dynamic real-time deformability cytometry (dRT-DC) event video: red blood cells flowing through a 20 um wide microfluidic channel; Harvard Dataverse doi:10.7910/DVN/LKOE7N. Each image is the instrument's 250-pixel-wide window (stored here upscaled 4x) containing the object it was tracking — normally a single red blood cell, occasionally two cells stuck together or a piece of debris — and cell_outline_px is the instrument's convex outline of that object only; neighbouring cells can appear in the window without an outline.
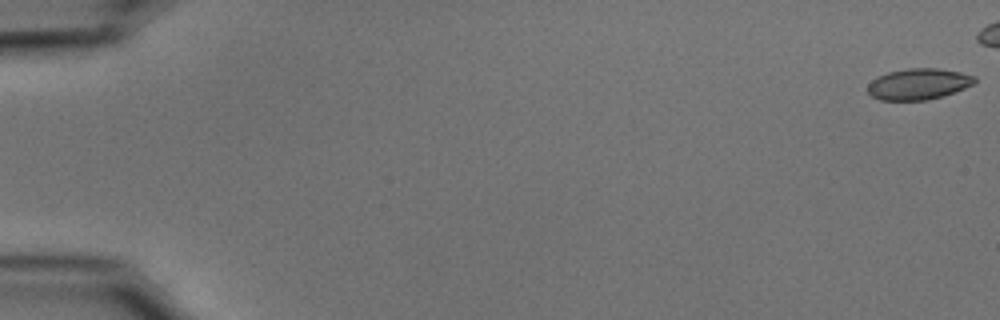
{"species": "common noctule bat (a hibernating species)", "species_latin": "Nyctalus noctula", "temperature_condition": "cold", "stored_images_in_passage": 46, "camera_frame_rate_fps": 3000, "um_per_image_px": 0.085, "animal": {"sex": "male", "body_mass_g": 15.6}, "frame": {"image": 1, "passage_image": 1, "time_ms": 0.0, "image_size_px": [1000, 320], "cell_outline_px": [[976, 80], [972, 84], [964, 88], [944, 96], [928, 100], [880, 100], [872, 96], [868, 92], [868, 84], [876, 76], [888, 72], [908, 68], [936, 68], [960, 72], [976, 76]], "centroid_in_image_um": [78.06, 7.14], "position_along_channel_um": 6.9, "area_um2": 19.42}}
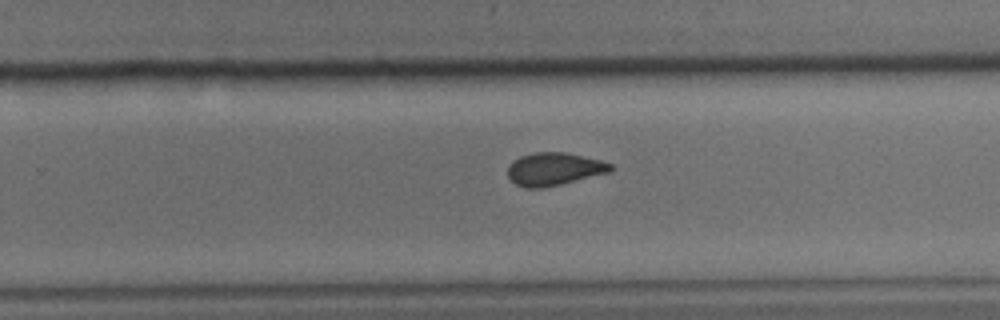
{"frame": {"image": 2, "passage_image": 36, "time_ms": 11.667, "image_size_px": [1000, 320], "cell_outline_px": [[616, 168], [608, 172], [544, 188], [524, 188], [516, 184], [508, 176], [508, 164], [512, 160], [520, 156], [536, 152], [564, 152], [600, 160], [612, 164]], "centroid_in_image_um": [47.07, 14.36], "position_along_channel_um": 282.7, "area_um2": 19.59}}
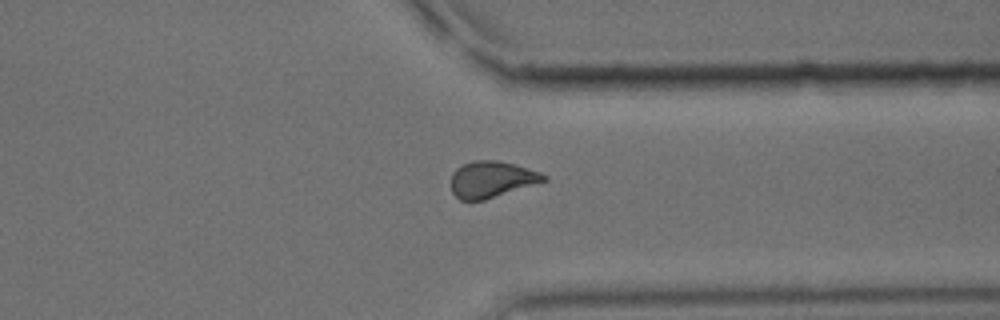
{"frame": {"image": 3, "passage_image": 43, "time_ms": 14.0, "image_size_px": [1000, 320], "cell_outline_px": [[548, 180], [484, 200], [460, 200], [452, 192], [452, 172], [456, 168], [464, 164], [476, 160], [500, 160], [540, 172], [548, 176]], "centroid_in_image_um": [41.8, 15.24], "position_along_channel_um": 369.6, "area_um2": 19.54}}